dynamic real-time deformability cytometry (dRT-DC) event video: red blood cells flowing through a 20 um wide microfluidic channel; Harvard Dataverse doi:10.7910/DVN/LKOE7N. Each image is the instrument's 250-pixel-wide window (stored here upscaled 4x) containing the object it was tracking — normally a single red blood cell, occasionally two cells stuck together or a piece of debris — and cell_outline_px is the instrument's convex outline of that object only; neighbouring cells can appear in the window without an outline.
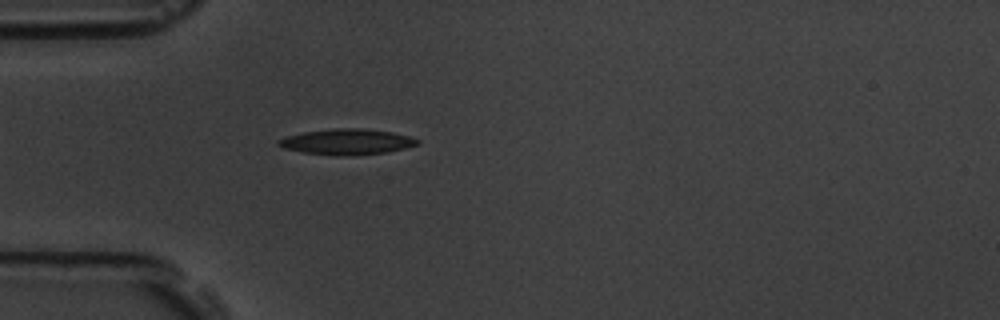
{"species": "common noctule bat (a hibernating species)", "species_latin": "Nyctalus noctula", "temperature_condition": "room temperature", "stored_images_in_passage": 1, "camera_frame_rate_fps": 3000, "um_per_image_px": 0.085, "animal": {"sex": "male", "body_mass_g": 19.5, "forearm_length_mm": 54.6}, "frame": {"image": 1, "passage_image": 1, "time_ms": 0.0, "image_size_px": [1000, 320], "cell_outline_px": [[420, 140], [416, 144], [404, 148], [388, 152], [344, 156], [336, 156], [304, 152], [284, 148], [276, 144], [276, 140], [288, 136], [304, 132], [332, 128], [364, 128], [392, 132], [408, 136]], "centroid_in_image_um": [29.46, 12.05], "position_along_channel_um": 55.5, "area_um2": 20.69}}